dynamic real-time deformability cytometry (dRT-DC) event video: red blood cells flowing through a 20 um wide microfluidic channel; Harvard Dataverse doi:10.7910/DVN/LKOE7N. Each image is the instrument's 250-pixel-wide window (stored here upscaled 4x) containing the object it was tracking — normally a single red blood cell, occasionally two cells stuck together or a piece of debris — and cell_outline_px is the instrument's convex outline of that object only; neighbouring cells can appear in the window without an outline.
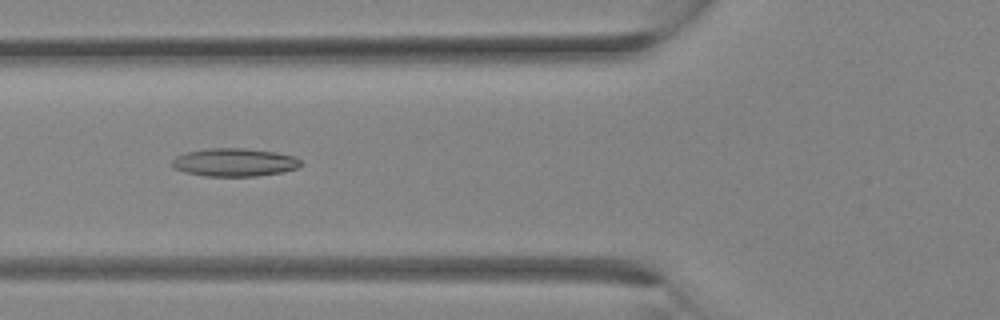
{"species": "Egyptian fruit bat (a non-hibernating species)", "species_latin": "Rousettus aegyptiacus", "temperature_condition": "room temperature", "stored_images_in_passage": 32, "camera_frame_rate_fps": 3000, "um_per_image_px": 0.085, "animal": {"sex": "female"}, "frame": {"image": 1, "passage_image": 12, "time_ms": 3.667, "image_size_px": [1000, 320], "cell_outline_px": [[304, 164], [300, 168], [284, 172], [256, 176], [204, 176], [184, 172], [172, 168], [172, 160], [176, 156], [188, 152], [208, 148], [244, 148], [276, 152], [296, 156]], "centroid_in_image_um": [19.97, 13.8], "position_along_channel_um": 105.8, "area_um2": 21.39}}
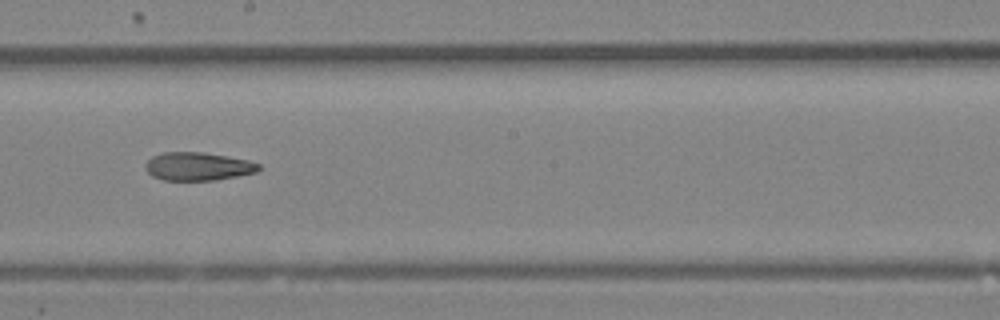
{"frame": {"image": 2, "passage_image": 18, "time_ms": 5.667, "image_size_px": [1000, 320], "cell_outline_px": [[260, 168], [256, 172], [216, 180], [164, 180], [152, 176], [144, 168], [144, 164], [152, 156], [164, 152], [204, 152], [228, 156], [248, 160], [260, 164]], "centroid_in_image_um": [16.8, 14.14], "position_along_channel_um": 231.4, "area_um2": 18.67}}
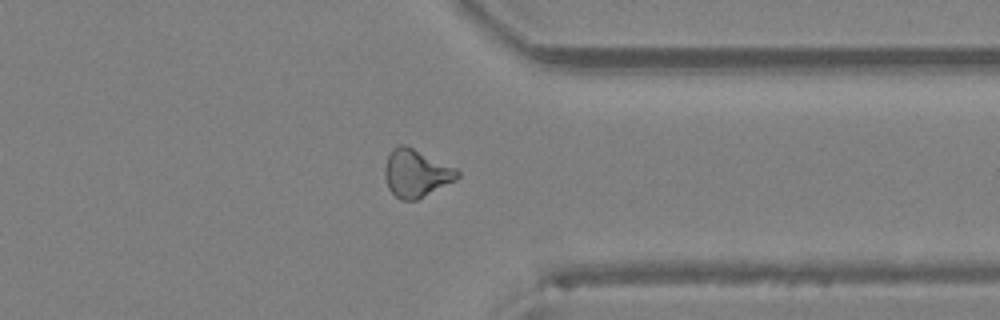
{"frame": {"image": 3, "passage_image": 25, "time_ms": 8.0, "image_size_px": [1000, 320], "cell_outline_px": [[460, 176], [456, 180], [416, 200], [400, 200], [388, 188], [384, 176], [384, 168], [388, 156], [392, 148], [400, 144], [404, 144], [456, 168], [460, 172]], "centroid_in_image_um": [35.36, 14.73], "position_along_channel_um": 376.0, "area_um2": 20.06}}